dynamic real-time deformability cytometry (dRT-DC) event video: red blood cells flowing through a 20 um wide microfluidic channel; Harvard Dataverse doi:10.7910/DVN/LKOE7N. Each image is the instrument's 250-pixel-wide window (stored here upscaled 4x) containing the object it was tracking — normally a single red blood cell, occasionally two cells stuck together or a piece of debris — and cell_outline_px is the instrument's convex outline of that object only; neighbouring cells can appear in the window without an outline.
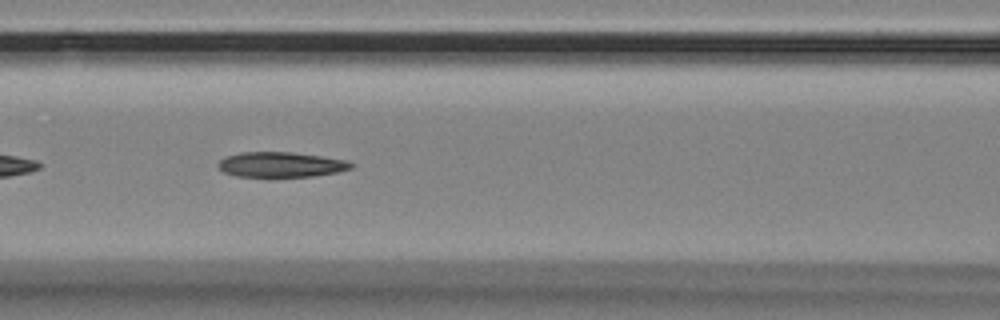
{"species": "Egyptian fruit bat (a non-hibernating species)", "species_latin": "Rousettus aegyptiacus", "temperature_condition": "room temperature", "stored_images_in_passage": 33, "camera_frame_rate_fps": 3000, "um_per_image_px": 0.085, "animal": {"sex": "female"}, "frame": {"image": 1, "passage_image": 9, "time_ms": 2.667, "image_size_px": [1000, 320], "cell_outline_px": [[356, 164], [352, 168], [336, 172], [312, 176], [236, 176], [224, 172], [216, 164], [224, 156], [240, 152], [292, 152], [320, 156], [344, 160]], "centroid_in_image_um": [23.85, 13.98], "position_along_channel_um": 142.8, "area_um2": 19.31}}
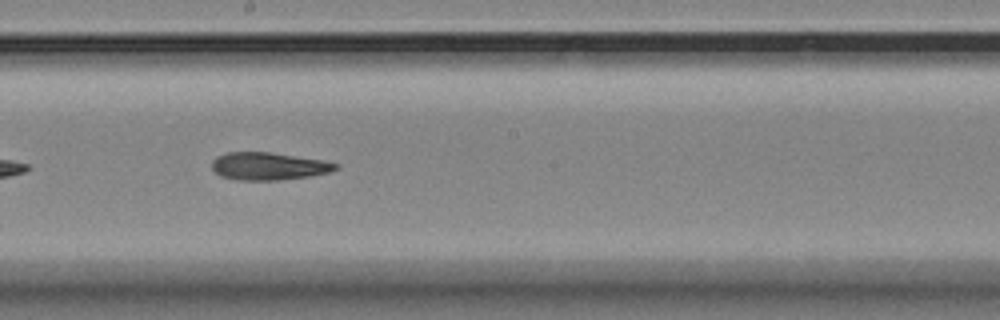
{"frame": {"image": 2, "passage_image": 16, "time_ms": 5.0, "image_size_px": [1000, 320], "cell_outline_px": [[340, 168], [332, 172], [308, 176], [280, 180], [236, 180], [220, 176], [212, 168], [212, 160], [216, 156], [228, 152], [268, 152], [320, 160], [340, 164]], "centroid_in_image_um": [22.82, 14.13], "position_along_channel_um": 225.4, "area_um2": 19.88}}
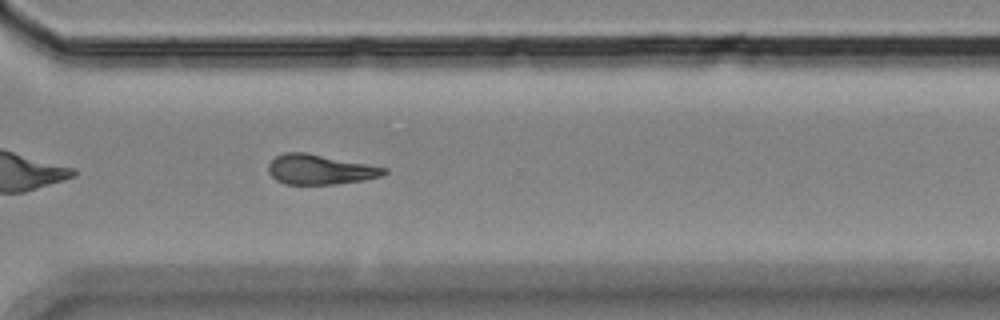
{"frame": {"image": 3, "passage_image": 26, "time_ms": 8.333, "image_size_px": [1000, 320], "cell_outline_px": [[388, 172], [380, 176], [364, 180], [336, 184], [284, 184], [276, 180], [268, 172], [268, 164], [276, 156], [284, 152], [304, 152], [388, 168]], "centroid_in_image_um": [27.18, 14.41], "position_along_channel_um": 343.4, "area_um2": 20.06}}